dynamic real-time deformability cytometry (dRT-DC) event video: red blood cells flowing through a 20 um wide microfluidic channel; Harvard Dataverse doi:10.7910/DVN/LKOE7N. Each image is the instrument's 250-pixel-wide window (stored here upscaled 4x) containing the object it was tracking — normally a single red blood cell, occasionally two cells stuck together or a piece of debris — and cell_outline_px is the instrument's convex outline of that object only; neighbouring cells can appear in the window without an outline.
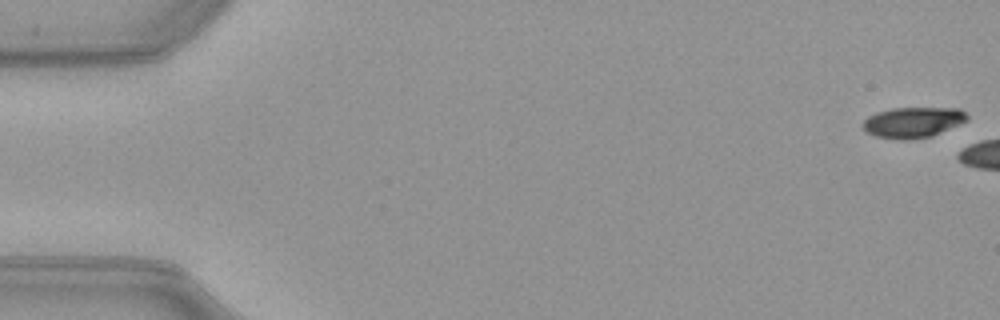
{"species": "common noctule bat (a hibernating species)", "species_latin": "Nyctalus noctula", "temperature_condition": "warm", "stored_images_in_passage": 5, "camera_frame_rate_fps": 3000, "um_per_image_px": 0.085, "animal": {"sex": "female", "body_mass_g": 21.9}, "frame": {"image": 1, "passage_image": 1, "time_ms": 0.0, "image_size_px": [1000, 320], "cell_outline_px": [[968, 120], [960, 124], [932, 136], [912, 140], [896, 140], [876, 136], [864, 132], [860, 124], [868, 116], [876, 112], [892, 108], [960, 108], [968, 116]], "centroid_in_image_um": [77.56, 10.41], "position_along_channel_um": 7.4, "area_um2": 18.96}}